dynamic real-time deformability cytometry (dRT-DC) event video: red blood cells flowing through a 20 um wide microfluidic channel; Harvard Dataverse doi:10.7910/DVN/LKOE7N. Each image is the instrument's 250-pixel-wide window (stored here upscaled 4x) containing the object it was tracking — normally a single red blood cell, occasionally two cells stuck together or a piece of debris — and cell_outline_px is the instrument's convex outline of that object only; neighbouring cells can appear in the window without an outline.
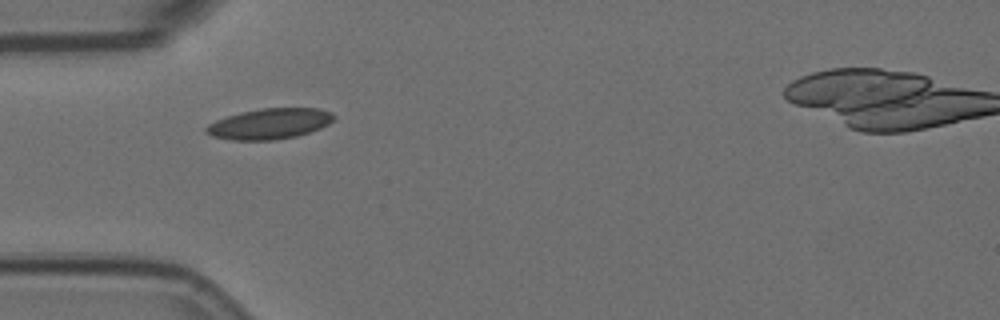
{"species": "Egyptian fruit bat (a non-hibernating species)", "species_latin": "Rousettus aegyptiacus", "temperature_condition": "room temperature", "stored_images_in_passage": 7, "camera_frame_rate_fps": 3000, "um_per_image_px": 0.085, "animal": {"sex": "female"}, "frame": {"image": 1, "passage_image": 5, "time_ms": 1.333, "image_size_px": [1000, 320], "cell_outline_px": [[336, 116], [328, 124], [320, 128], [296, 136], [272, 140], [232, 140], [212, 136], [204, 132], [204, 128], [208, 124], [216, 120], [240, 112], [260, 108], [320, 108], [332, 112]], "centroid_in_image_um": [22.9, 10.51], "position_along_channel_um": 62.1, "area_um2": 22.83}}
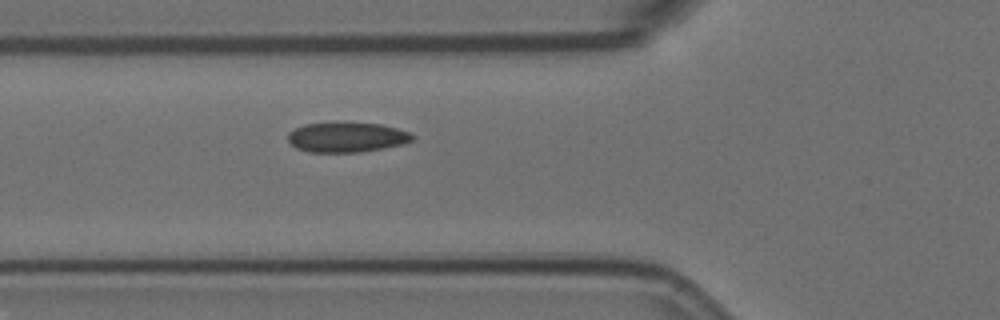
{"frame": {"image": 2, "passage_image": 6, "time_ms": 1.667, "image_size_px": [1000, 320], "cell_outline_px": [[412, 140], [404, 144], [360, 152], [308, 152], [296, 148], [288, 140], [288, 132], [304, 124], [344, 120], [380, 124], [396, 128], [408, 132], [412, 136]], "centroid_in_image_um": [29.43, 11.63], "position_along_channel_um": 96.4, "area_um2": 22.2}}